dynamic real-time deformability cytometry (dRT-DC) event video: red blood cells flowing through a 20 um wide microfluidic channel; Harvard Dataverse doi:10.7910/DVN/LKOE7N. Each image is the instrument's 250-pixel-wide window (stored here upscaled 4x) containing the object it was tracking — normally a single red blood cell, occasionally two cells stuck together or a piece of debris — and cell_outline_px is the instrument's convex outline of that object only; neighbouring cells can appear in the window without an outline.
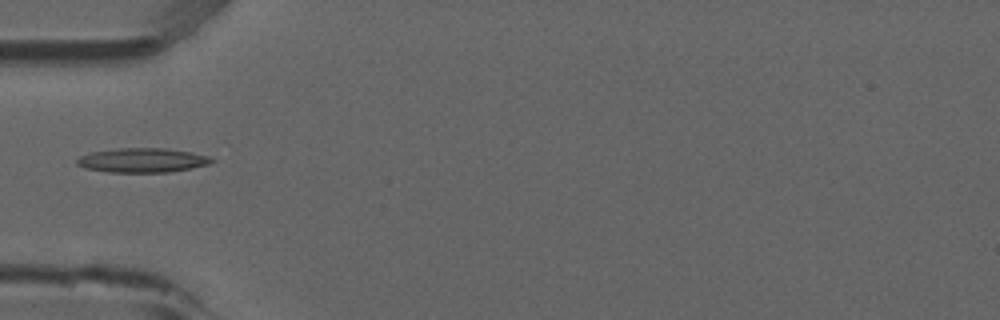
{"species": "common noctule bat (a hibernating species)", "species_latin": "Nyctalus noctula", "temperature_condition": "room temperature", "stored_images_in_passage": 3, "camera_frame_rate_fps": 3000, "um_per_image_px": 0.085, "animal": {"sex": "male", "forearm_length_mm": 52.5}, "frame": {"image": 1, "passage_image": 3, "time_ms": 0.667, "image_size_px": [1000, 320], "cell_outline_px": [[216, 160], [208, 164], [168, 172], [108, 172], [84, 168], [76, 164], [76, 160], [80, 156], [92, 152], [116, 148], [164, 148], [192, 152], [208, 156]], "centroid_in_image_um": [12.07, 13.61], "position_along_channel_um": 72.9, "area_um2": 19.02}}